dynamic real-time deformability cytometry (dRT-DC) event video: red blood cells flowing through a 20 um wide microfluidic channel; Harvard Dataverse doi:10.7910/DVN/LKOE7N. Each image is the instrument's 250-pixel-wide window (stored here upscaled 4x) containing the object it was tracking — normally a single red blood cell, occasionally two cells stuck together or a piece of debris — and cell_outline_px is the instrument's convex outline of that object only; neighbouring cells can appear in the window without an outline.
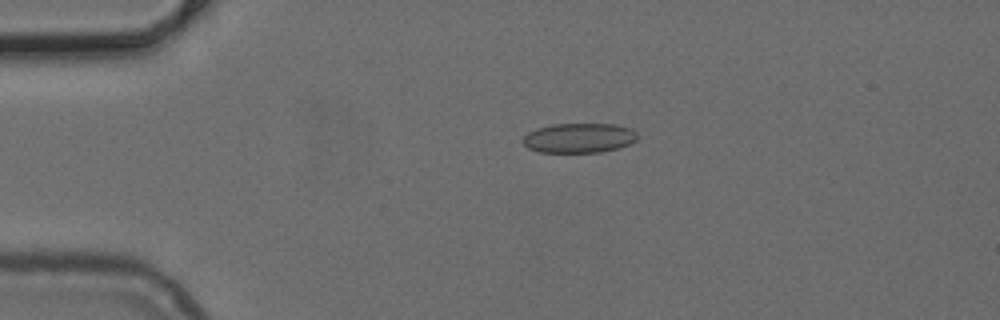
{"species": "common noctule bat (a hibernating species)", "species_latin": "Nyctalus noctula", "temperature_condition": "cold", "stored_images_in_passage": 40, "camera_frame_rate_fps": 3000, "um_per_image_px": 0.085, "animal": {"sex": "female", "body_mass_g": 24.6, "forearm_length_mm": 56.2}, "frame": {"image": 1, "passage_image": 1, "time_ms": 0.0, "image_size_px": [1000, 320], "cell_outline_px": [[636, 140], [620, 148], [600, 152], [540, 152], [528, 148], [520, 140], [528, 132], [536, 128], [552, 124], [616, 124], [632, 128], [636, 132]], "centroid_in_image_um": [49.2, 11.72], "position_along_channel_um": 35.8, "area_um2": 19.94}}
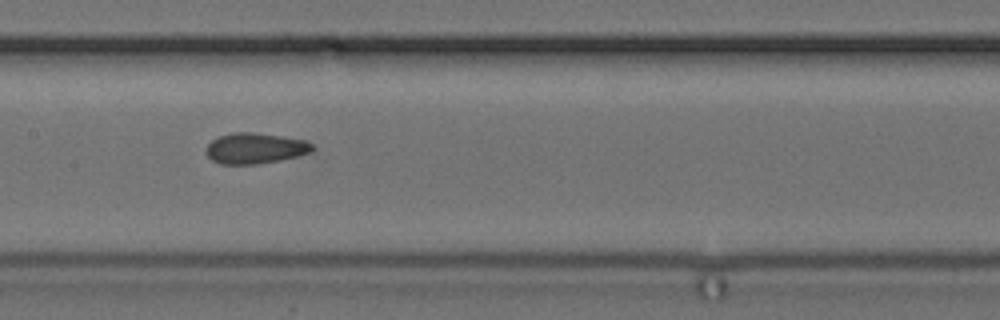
{"frame": {"image": 2, "passage_image": 15, "time_ms": 4.667, "image_size_px": [1000, 320], "cell_outline_px": [[316, 148], [312, 152], [280, 160], [260, 164], [220, 164], [212, 160], [204, 152], [208, 144], [212, 140], [220, 136], [232, 132], [252, 132], [280, 136], [304, 140], [312, 144]], "centroid_in_image_um": [21.68, 12.61], "position_along_channel_um": 185.7, "area_um2": 19.07}}
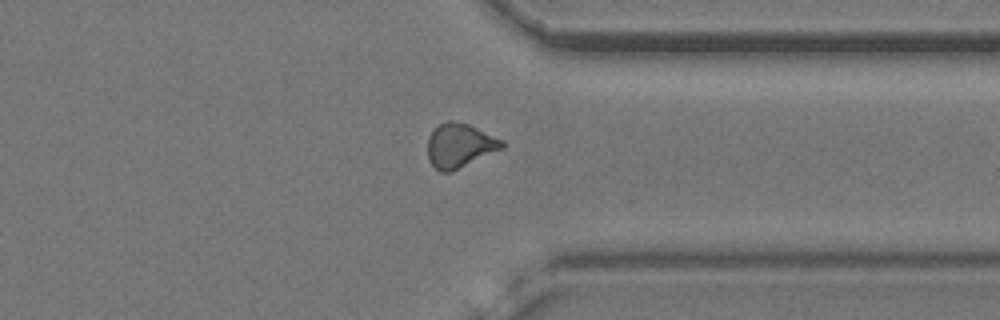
{"frame": {"image": 3, "passage_image": 29, "time_ms": 9.333, "image_size_px": [1000, 320], "cell_outline_px": [[504, 148], [452, 172], [440, 172], [428, 160], [428, 136], [440, 124], [448, 120], [452, 120], [468, 124], [504, 140]], "centroid_in_image_um": [39.09, 12.38], "position_along_channel_um": 372.3, "area_um2": 19.19}}